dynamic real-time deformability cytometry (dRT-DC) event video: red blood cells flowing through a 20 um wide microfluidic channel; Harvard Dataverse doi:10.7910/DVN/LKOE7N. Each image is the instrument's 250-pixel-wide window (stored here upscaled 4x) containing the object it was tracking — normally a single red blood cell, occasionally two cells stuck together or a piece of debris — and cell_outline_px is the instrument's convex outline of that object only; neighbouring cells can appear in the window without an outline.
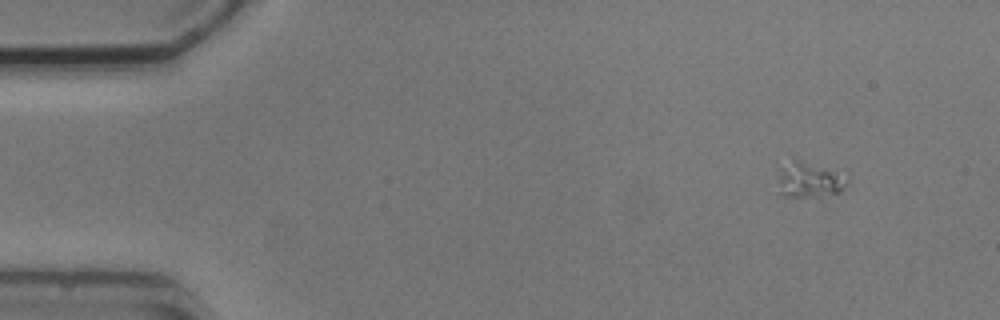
{"species": "common noctule bat (a hibernating species)", "species_latin": "Nyctalus noctula", "temperature_condition": "cold", "stored_images_in_passage": 14, "camera_frame_rate_fps": 3000, "um_per_image_px": 0.085, "animal": {"sex": "male", "body_mass_g": 20.5, "forearm_length_mm": 52.5}, "frame": {"image": 1, "passage_image": 1, "time_ms": 0.0, "image_size_px": [1000, 320], "cell_outline_px": [[848, 184], [840, 192], [820, 200], [780, 196], [780, 180], [792, 156], [848, 176]], "centroid_in_image_um": [68.89, 15.38], "position_along_channel_um": 16.1, "area_um2": 14.68}}
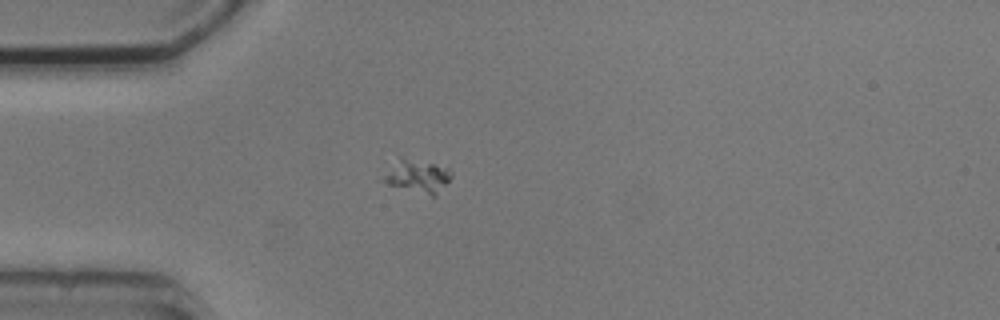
{"frame": {"image": 2, "passage_image": 3, "time_ms": 3.333, "image_size_px": [1000, 320], "cell_outline_px": [[452, 176], [436, 196], [432, 196], [388, 184], [376, 180], [400, 156], [448, 168], [452, 172]], "centroid_in_image_um": [35.41, 14.97], "position_along_channel_um": 49.6, "area_um2": 13.12}}
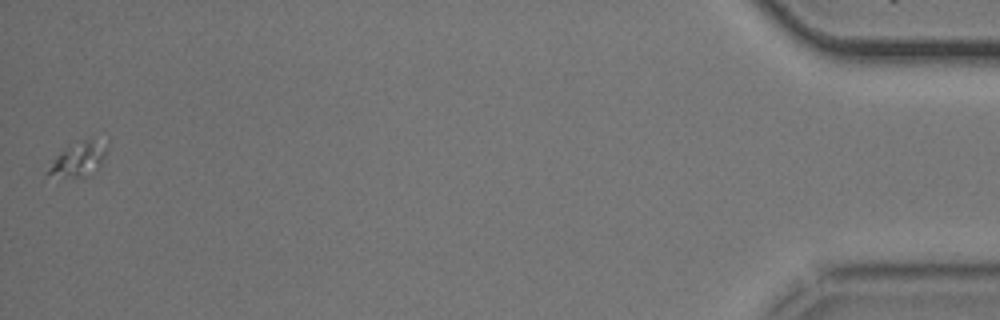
{"frame": {"image": 3, "passage_image": 14, "time_ms": 16.667, "image_size_px": [1000, 320], "cell_outline_px": [[108, 148], [96, 172], [92, 176], [72, 176], [44, 172], [56, 156], [84, 140], [92, 136], [108, 144]], "centroid_in_image_um": [6.79, 13.51], "position_along_channel_um": 428.4, "area_um2": 11.21}}